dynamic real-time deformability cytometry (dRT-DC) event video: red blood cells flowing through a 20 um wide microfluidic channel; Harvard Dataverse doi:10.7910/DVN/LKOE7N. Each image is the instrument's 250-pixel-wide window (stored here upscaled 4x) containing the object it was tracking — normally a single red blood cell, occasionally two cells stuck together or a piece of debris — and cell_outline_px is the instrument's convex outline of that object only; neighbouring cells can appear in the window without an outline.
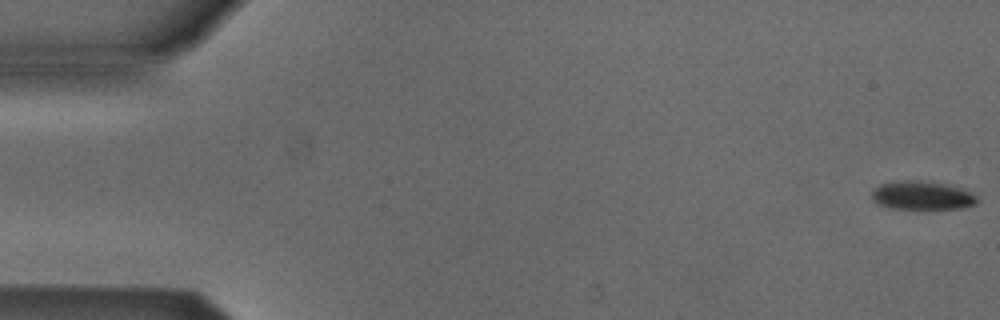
{"species": "Egyptian fruit bat (a non-hibernating species)", "species_latin": "Rousettus aegyptiacus", "temperature_condition": "cold", "stored_images_in_passage": 51, "camera_frame_rate_fps": 3000, "um_per_image_px": 0.085, "animal": {"sex": "male"}, "frame": {"image": 1, "passage_image": 1, "time_ms": 0.0, "image_size_px": [1000, 320], "cell_outline_px": [[976, 204], [960, 208], [888, 208], [876, 204], [872, 196], [872, 192], [880, 184], [900, 180], [920, 180], [960, 188], [972, 192], [976, 196]], "centroid_in_image_um": [78.34, 16.61], "position_along_channel_um": 6.7, "area_um2": 17.22}}
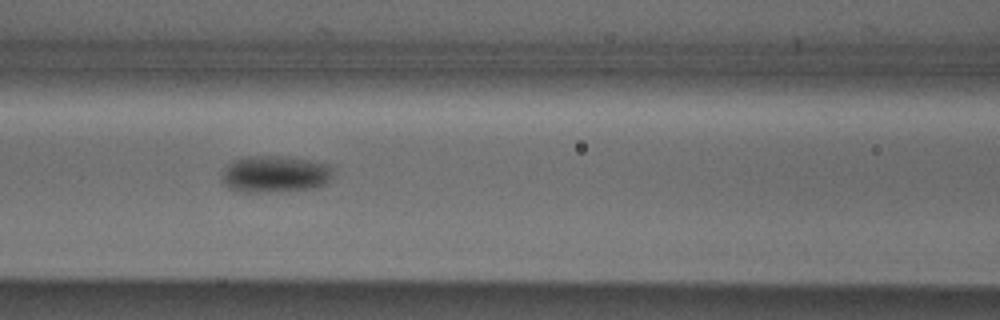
{"frame": {"image": 2, "passage_image": 23, "time_ms": 7.333, "image_size_px": [1000, 320], "cell_outline_px": [[332, 176], [324, 184], [316, 188], [264, 192], [240, 192], [224, 184], [224, 172], [228, 164], [232, 160], [248, 156], [288, 156], [328, 164], [332, 168]], "centroid_in_image_um": [23.4, 14.79], "position_along_channel_um": 143.2, "area_um2": 23.64}}
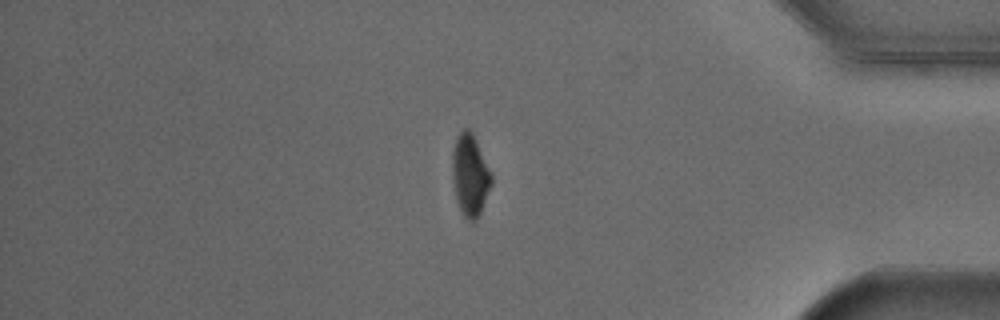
{"frame": {"image": 3, "passage_image": 45, "time_ms": 14.667, "image_size_px": [1000, 320], "cell_outline_px": [[492, 184], [480, 212], [476, 220], [468, 220], [464, 216], [456, 200], [452, 180], [452, 152], [456, 136], [464, 128], [468, 128], [472, 132], [476, 140], [492, 176]], "centroid_in_image_um": [39.93, 14.86], "position_along_channel_um": 395.3, "area_um2": 18.5}, "authors_computed_cell_mechanics": {"area_um2": 20.2878, "velocity_mm_per_s": 3.8773, "shape_relaxation_time_tau1_ms": 1.6151, "shape_relaxation_time_tau2_ms": null, "deformation_change_tau1": 0.0884, "deformation_change_tau2": null}}